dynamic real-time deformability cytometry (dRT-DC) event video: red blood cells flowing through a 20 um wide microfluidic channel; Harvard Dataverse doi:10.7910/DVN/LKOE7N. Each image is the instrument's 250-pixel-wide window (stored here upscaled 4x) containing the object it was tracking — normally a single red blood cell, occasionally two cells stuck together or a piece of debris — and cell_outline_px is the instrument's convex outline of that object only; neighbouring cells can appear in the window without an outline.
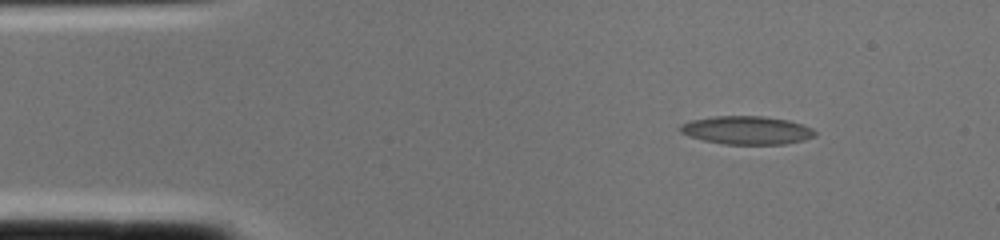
{"species": "common noctule bat (a hibernating species)", "species_latin": "Nyctalus noctula", "temperature_condition": "cold", "stored_images_in_passage": 1, "camera_frame_rate_fps": 3000, "um_per_image_px": 0.085, "animal": {"sex": "female", "body_mass_g": 22.0, "forearm_length_mm": 56.7}, "frame": {"image": 1, "passage_image": 1, "time_ms": 0.0, "image_size_px": [1000, 240], "cell_outline_px": [[816, 136], [804, 140], [784, 144], [724, 144], [704, 140], [688, 136], [680, 132], [680, 124], [692, 120], [712, 116], [764, 116], [788, 120], [804, 124], [812, 128], [816, 132]], "centroid_in_image_um": [63.5, 11.06], "position_along_channel_um": 21.5, "area_um2": 22.31}}